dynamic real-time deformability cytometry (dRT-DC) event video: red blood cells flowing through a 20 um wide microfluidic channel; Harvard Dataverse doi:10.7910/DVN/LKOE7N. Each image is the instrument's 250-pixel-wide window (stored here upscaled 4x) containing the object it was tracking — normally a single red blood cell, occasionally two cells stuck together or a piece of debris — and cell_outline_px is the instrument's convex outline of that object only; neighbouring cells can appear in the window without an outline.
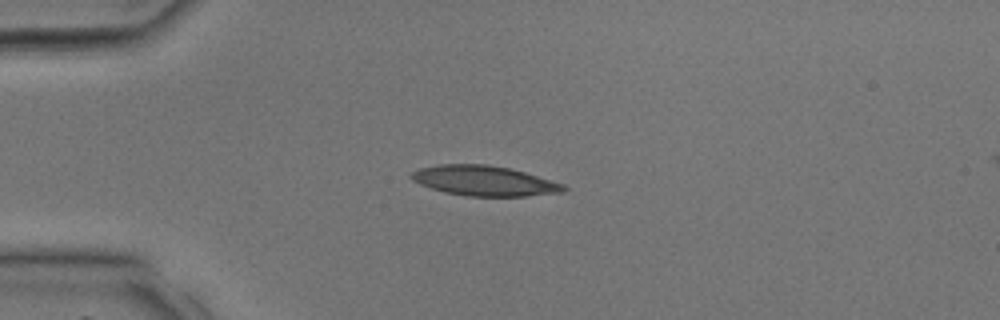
{"species": "common noctule bat (a hibernating species)", "species_latin": "Nyctalus noctula", "temperature_condition": "room temperature", "stored_images_in_passage": 11, "camera_frame_rate_fps": 3000, "um_per_image_px": 0.085, "animal": {"sex": "male", "body_mass_g": 17.9, "forearm_length_mm": 54.2}, "frame": {"image": 1, "passage_image": 9, "time_ms": 2.667, "image_size_px": [1000, 320], "cell_outline_px": [[568, 188], [564, 192], [524, 196], [468, 196], [444, 192], [420, 184], [412, 180], [408, 176], [412, 172], [420, 168], [440, 164], [488, 164], [508, 168], [524, 172], [564, 184]], "centroid_in_image_um": [41.15, 15.36], "position_along_channel_um": 43.9, "area_um2": 26.59}}